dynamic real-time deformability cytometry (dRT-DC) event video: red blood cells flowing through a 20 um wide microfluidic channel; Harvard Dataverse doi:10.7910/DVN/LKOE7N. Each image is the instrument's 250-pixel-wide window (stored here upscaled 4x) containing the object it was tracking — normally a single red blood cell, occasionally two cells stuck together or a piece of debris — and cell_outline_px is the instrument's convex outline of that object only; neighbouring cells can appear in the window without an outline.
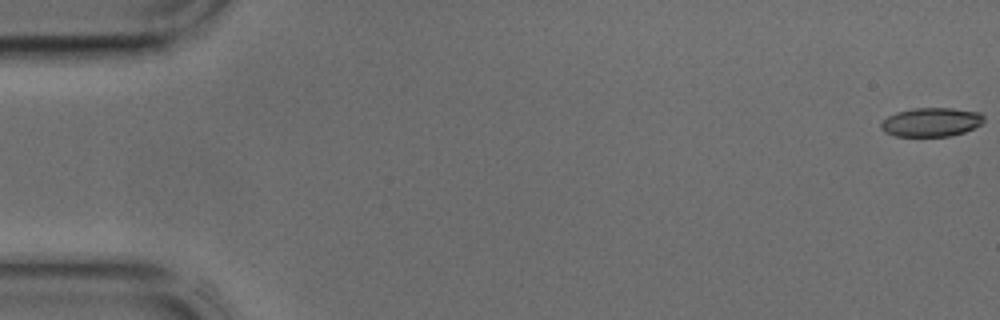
{"species": "common noctule bat (a hibernating species)", "species_latin": "Nyctalus noctula", "temperature_condition": "cold", "stored_images_in_passage": 44, "camera_frame_rate_fps": 3000, "um_per_image_px": 0.085, "animal": {"sex": "male", "body_mass_g": 17.9, "forearm_length_mm": 54.2}, "frame": {"image": 1, "passage_image": 1, "time_ms": 0.0, "image_size_px": [1000, 320], "cell_outline_px": [[984, 124], [964, 132], [948, 136], [896, 136], [884, 132], [880, 128], [880, 124], [888, 116], [896, 112], [912, 108], [952, 108], [980, 112], [984, 116]], "centroid_in_image_um": [79.17, 10.37], "position_along_channel_um": 5.8, "area_um2": 17.46}}
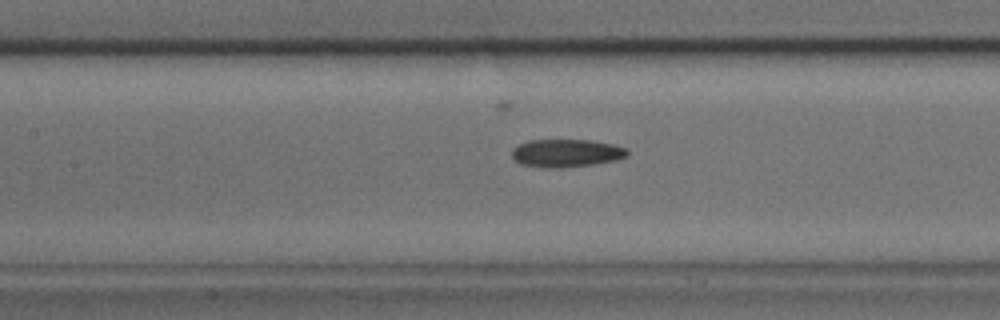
{"frame": {"image": 2, "passage_image": 20, "time_ms": 6.333, "image_size_px": [1000, 320], "cell_outline_px": [[628, 156], [616, 160], [596, 164], [560, 168], [544, 168], [520, 164], [512, 160], [512, 148], [528, 140], [592, 140], [612, 144], [628, 148]], "centroid_in_image_um": [48.13, 13.02], "position_along_channel_um": 159.3, "area_um2": 19.07}}
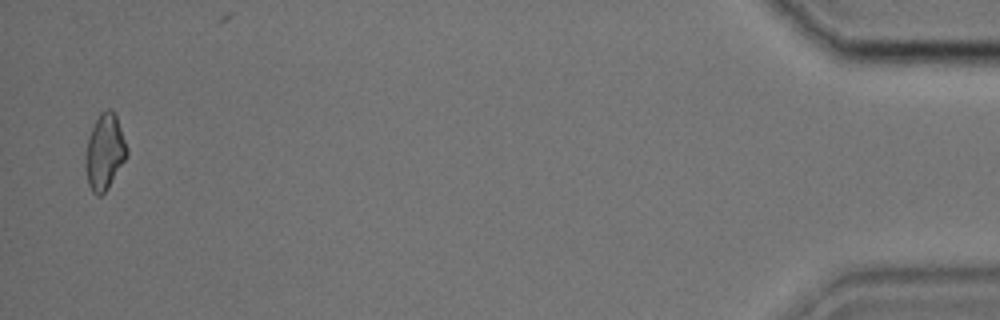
{"frame": {"image": 3, "passage_image": 43, "time_ms": 14.0, "image_size_px": [1000, 320], "cell_outline_px": [[128, 156], [108, 188], [100, 196], [96, 196], [92, 192], [88, 184], [84, 164], [84, 160], [88, 140], [92, 128], [100, 112], [108, 108], [112, 108], [116, 116], [128, 148]], "centroid_in_image_um": [8.9, 12.93], "position_along_channel_um": 426.3, "area_um2": 18.38}}